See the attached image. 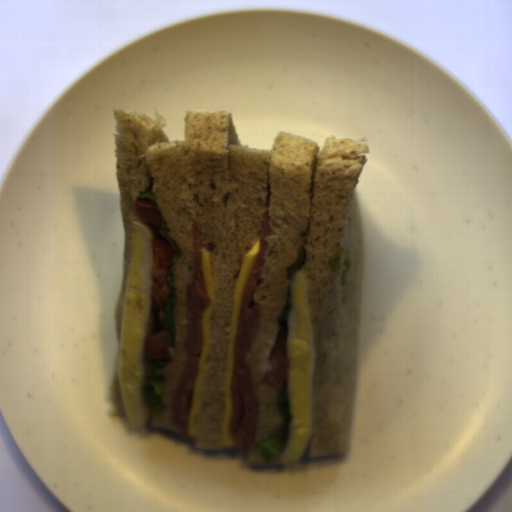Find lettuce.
<instances>
[{"label": "lettuce", "instance_id": "lettuce-1", "mask_svg": "<svg viewBox=\"0 0 512 512\" xmlns=\"http://www.w3.org/2000/svg\"><path fill=\"white\" fill-rule=\"evenodd\" d=\"M142 196L146 197L149 200L153 202L157 209V216H158V230L163 235L165 240L168 242L170 247L173 250L171 261L167 267L166 274H165V280L166 284L171 288L172 294L169 296V298L166 300L164 311H163V317L162 322L169 334V342H168V348L175 349L177 345V324H176V318H175V309H176V302L179 298L178 294V288L176 285V274L173 271V265L178 261V259L181 256V250L177 244V242L174 239H171L169 237L170 229L168 228L166 221L163 217V214L157 204L156 196L152 190V188H144L141 190H138L137 197Z\"/></svg>", "mask_w": 512, "mask_h": 512}, {"label": "lettuce", "instance_id": "lettuce-2", "mask_svg": "<svg viewBox=\"0 0 512 512\" xmlns=\"http://www.w3.org/2000/svg\"><path fill=\"white\" fill-rule=\"evenodd\" d=\"M275 410L279 417V426L276 432L265 440L255 443L250 449L259 455L266 465L273 464L276 459L281 457L290 438L289 427L293 414L290 412L287 376L282 389L275 387Z\"/></svg>", "mask_w": 512, "mask_h": 512}, {"label": "lettuce", "instance_id": "lettuce-3", "mask_svg": "<svg viewBox=\"0 0 512 512\" xmlns=\"http://www.w3.org/2000/svg\"><path fill=\"white\" fill-rule=\"evenodd\" d=\"M143 360L145 374L141 389L148 412L166 411L167 408L162 400V392L167 380L164 367L170 363V359H147L143 356Z\"/></svg>", "mask_w": 512, "mask_h": 512}, {"label": "lettuce", "instance_id": "lettuce-4", "mask_svg": "<svg viewBox=\"0 0 512 512\" xmlns=\"http://www.w3.org/2000/svg\"><path fill=\"white\" fill-rule=\"evenodd\" d=\"M308 253L306 246L300 245L298 252H297V260L293 262L291 265L284 267V273L287 281V293H286V299L283 306V309L279 316L276 318L275 321V328L277 330V334L279 333L281 327H285V344L287 341V335H288V320L290 315V310L292 303L290 301V294H291V277L292 274L299 269L300 267H304L305 263L307 262Z\"/></svg>", "mask_w": 512, "mask_h": 512}]
</instances>
